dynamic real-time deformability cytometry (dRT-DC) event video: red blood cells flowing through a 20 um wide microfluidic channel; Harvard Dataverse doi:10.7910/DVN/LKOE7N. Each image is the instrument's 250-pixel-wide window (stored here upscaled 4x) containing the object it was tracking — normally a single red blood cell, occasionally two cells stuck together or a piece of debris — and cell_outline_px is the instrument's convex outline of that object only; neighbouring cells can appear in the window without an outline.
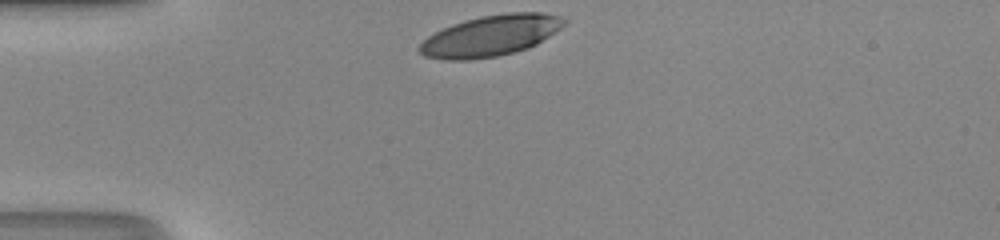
{"species": "human", "species_latin": "Homo sapiens", "temperature_condition": "room temperature", "stored_images_in_passage": 28, "camera_frame_rate_fps": 3000, "um_per_image_px": 0.085, "donor": {"sex": "male"}, "frame": {"image": 1, "passage_image": 1, "time_ms": 0.0, "image_size_px": [1000, 240], "cell_outline_px": [[568, 20], [560, 28], [536, 44], [528, 48], [496, 56], [472, 60], [444, 60], [424, 56], [416, 48], [428, 36], [452, 24], [464, 20], [480, 16], [508, 12], [540, 12], [560, 16]], "centroid_in_image_um": [41.68, 3.03], "position_along_channel_um": 43.3, "area_um2": 34.39}}
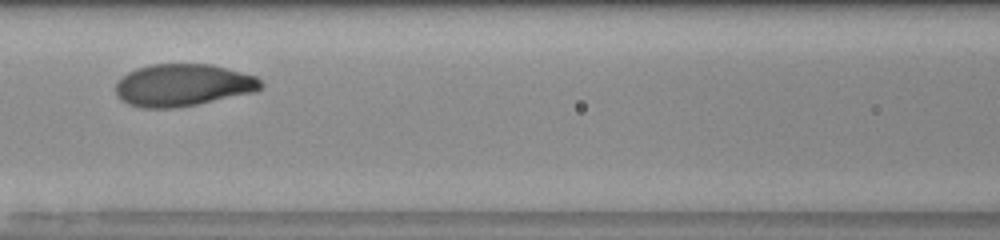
{"frame": {"image": 2, "passage_image": 11, "time_ms": 3.333, "image_size_px": [1000, 240], "cell_outline_px": [[264, 88], [256, 92], [196, 104], [172, 108], [140, 108], [128, 104], [120, 100], [116, 96], [116, 80], [128, 72], [136, 68], [152, 64], [212, 64], [256, 76], [264, 84]], "centroid_in_image_um": [15.54, 7.23], "position_along_channel_um": 151.1, "area_um2": 36.07}}
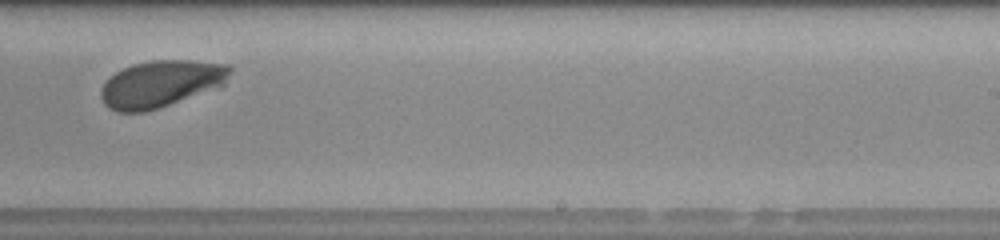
{"frame": {"image": 3, "passage_image": 20, "time_ms": 6.333, "image_size_px": [1000, 240], "cell_outline_px": [[232, 68], [224, 84], [168, 104], [144, 112], [120, 112], [108, 108], [104, 104], [100, 96], [100, 88], [108, 76], [132, 64], [152, 60], [192, 60], [228, 64]], "centroid_in_image_um": [13.61, 7.1], "position_along_channel_um": 275.4, "area_um2": 34.85}, "authors_computed_cell_mechanics": {"area_um2": 35.547, "velocity_mm_per_s": 4.1676, "shape_relaxation_time_tau1_ms": 2.6989, "shape_relaxation_time_tau2_ms": null, "deformation_change_tau1": 0.1708, "deformation_change_tau2": null}}